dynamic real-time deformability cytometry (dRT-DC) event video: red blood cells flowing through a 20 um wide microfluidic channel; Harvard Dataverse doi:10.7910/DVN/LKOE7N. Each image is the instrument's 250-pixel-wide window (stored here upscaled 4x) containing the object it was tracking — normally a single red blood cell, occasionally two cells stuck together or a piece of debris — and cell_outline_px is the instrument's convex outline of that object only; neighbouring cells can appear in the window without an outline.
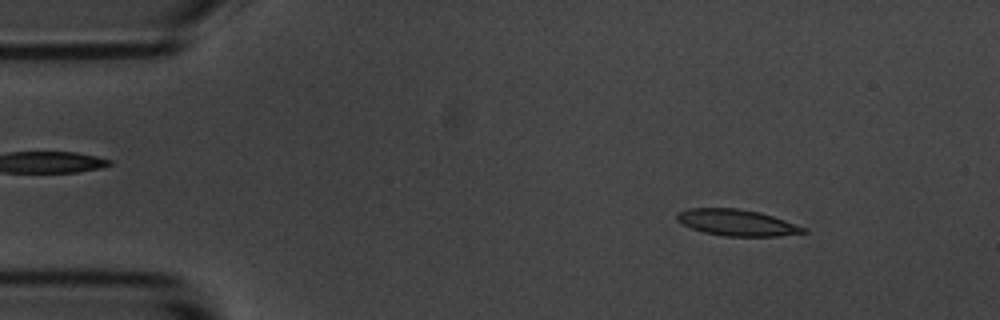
{"species": "common noctule bat (a hibernating species)", "species_latin": "Nyctalus noctula", "temperature_condition": "room temperature", "stored_images_in_passage": 53, "camera_frame_rate_fps": 3000, "um_per_image_px": 0.085, "animal": {"sex": "male", "body_mass_g": 20.1, "forearm_length_mm": 53.5}, "frame": {"image": 1, "passage_image": 5, "time_ms": 1.333, "image_size_px": [1000, 320], "cell_outline_px": [[808, 232], [776, 236], [724, 236], [704, 232], [692, 228], [676, 220], [676, 216], [680, 212], [688, 208], [736, 208], [760, 212], [808, 228]], "centroid_in_image_um": [62.65, 18.92], "position_along_channel_um": 22.3, "area_um2": 19.25}}
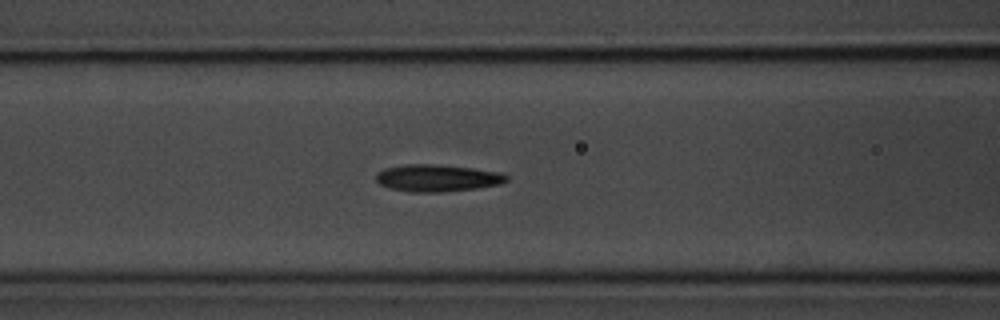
{"frame": {"image": 2, "passage_image": 20, "time_ms": 6.333, "image_size_px": [1000, 320], "cell_outline_px": [[508, 180], [500, 184], [476, 188], [440, 192], [408, 192], [392, 188], [380, 184], [376, 180], [376, 172], [384, 168], [408, 164], [432, 164], [472, 168], [500, 172], [508, 176]], "centroid_in_image_um": [37.15, 15.13], "position_along_channel_um": 129.4, "area_um2": 20.46}}
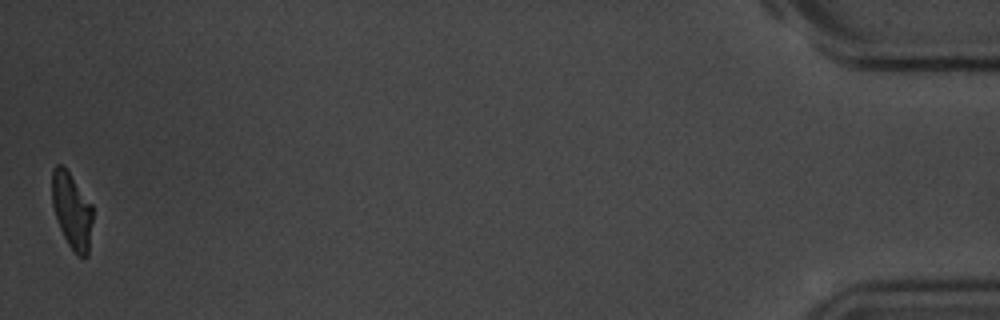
{"frame": {"image": 3, "passage_image": 53, "time_ms": 17.333, "image_size_px": [1000, 320], "cell_outline_px": [[92, 220], [88, 256], [84, 260], [68, 244], [60, 228], [52, 204], [52, 168], [56, 164], [60, 164], [68, 172], [92, 204]], "centroid_in_image_um": [6.11, 17.91], "position_along_channel_um": 429.1, "area_um2": 17.74}, "authors_computed_cell_mechanics": {"area_um2": 19.5364, "velocity_mm_per_s": 3.5915, "shape_relaxation_time_tau1_ms": 2.9694, "shape_relaxation_time_tau2_ms": 2.3086, "deformation_change_tau1": 0.1247, "deformation_change_tau2": 0.1}}